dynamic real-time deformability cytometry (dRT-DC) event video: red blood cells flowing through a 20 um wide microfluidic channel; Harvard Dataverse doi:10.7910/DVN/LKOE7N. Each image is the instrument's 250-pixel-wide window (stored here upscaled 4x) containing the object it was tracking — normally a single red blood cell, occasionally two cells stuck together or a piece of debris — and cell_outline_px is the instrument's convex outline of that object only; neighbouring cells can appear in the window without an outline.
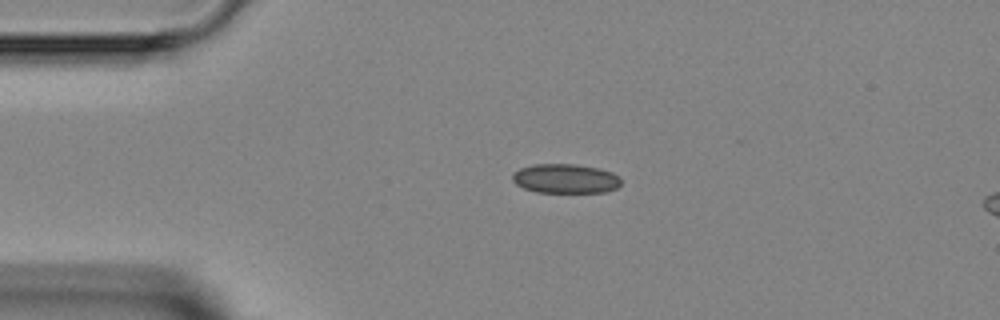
{"species": "Egyptian fruit bat (a non-hibernating species)", "species_latin": "Rousettus aegyptiacus", "temperature_condition": "room temperature", "stored_images_in_passage": 4, "camera_frame_rate_fps": 3000, "um_per_image_px": 0.085, "animal": {"sex": "female"}, "frame": {"image": 1, "passage_image": 1, "time_ms": 0.0, "image_size_px": [1000, 320], "cell_outline_px": [[620, 184], [616, 188], [604, 192], [536, 192], [524, 188], [516, 184], [512, 180], [512, 172], [520, 168], [532, 164], [572, 164], [596, 168], [612, 172], [620, 176]], "centroid_in_image_um": [48.03, 15.18], "position_along_channel_um": 37.0, "area_um2": 18.55}}